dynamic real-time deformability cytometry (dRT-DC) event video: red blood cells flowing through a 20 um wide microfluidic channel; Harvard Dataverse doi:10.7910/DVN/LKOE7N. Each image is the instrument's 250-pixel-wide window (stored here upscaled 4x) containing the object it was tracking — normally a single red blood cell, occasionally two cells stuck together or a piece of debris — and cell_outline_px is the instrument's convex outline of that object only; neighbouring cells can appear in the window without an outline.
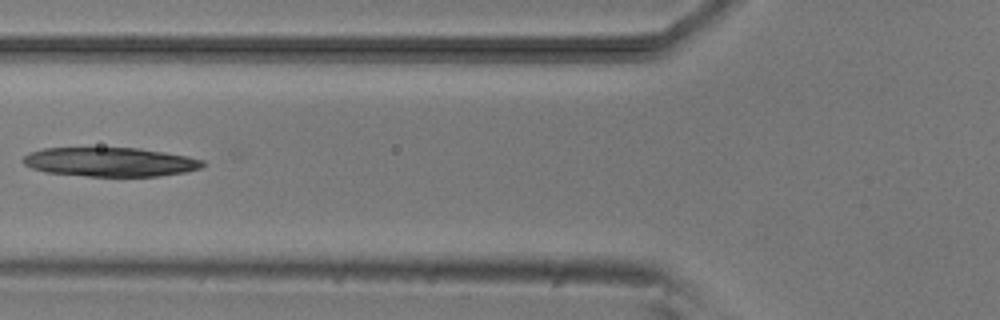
{"species": "common noctule bat (a hibernating species)", "species_latin": "Nyctalus noctula", "temperature_condition": "room temperature", "stored_images_in_passage": 6, "camera_frame_rate_fps": 3000, "um_per_image_px": 0.085, "animal": {"sex": "male", "body_mass_g": 20.5, "forearm_length_mm": 52.5}, "frame": {"image": 1, "passage_image": 4, "time_ms": 3.667, "image_size_px": [1000, 320], "cell_outline_px": [[204, 164], [200, 168], [184, 172], [156, 176], [88, 176], [44, 172], [32, 168], [24, 164], [24, 156], [28, 152], [44, 148], [140, 148], [188, 156], [204, 160]], "centroid_in_image_um": [9.35, 13.76], "position_along_channel_um": 116.5, "area_um2": 30.35}}
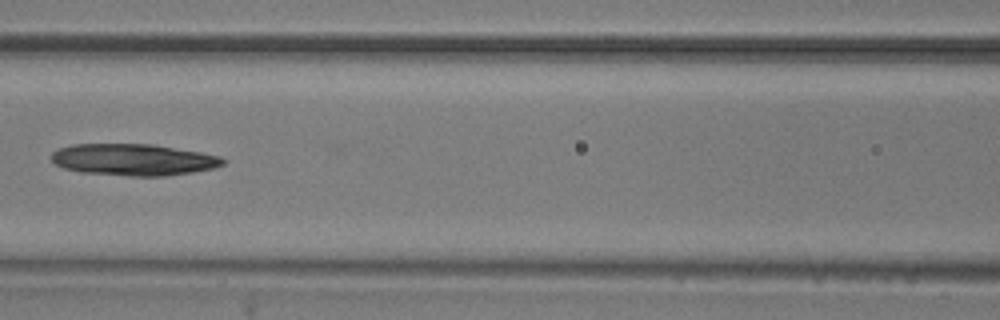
{"frame": {"image": 2, "passage_image": 5, "time_ms": 4.667, "image_size_px": [1000, 320], "cell_outline_px": [[228, 160], [224, 164], [216, 168], [192, 172], [164, 176], [132, 176], [80, 172], [64, 168], [56, 164], [52, 160], [52, 152], [60, 148], [72, 144], [152, 144], [200, 152], [220, 156]], "centroid_in_image_um": [11.38, 13.57], "position_along_channel_um": 155.2, "area_um2": 31.67}}
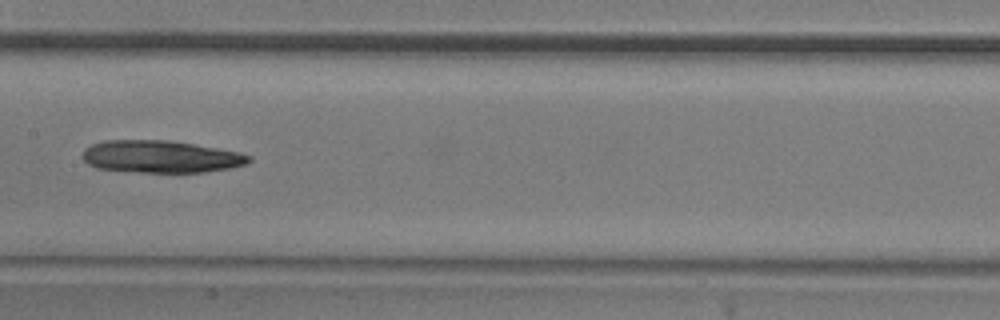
{"frame": {"image": 3, "passage_image": 6, "time_ms": 5.667, "image_size_px": [1000, 320], "cell_outline_px": [[252, 160], [248, 164], [232, 168], [204, 172], [140, 172], [96, 168], [88, 164], [80, 156], [84, 148], [92, 144], [104, 140], [168, 140], [240, 152], [252, 156]], "centroid_in_image_um": [13.66, 13.31], "position_along_channel_um": 193.7, "area_um2": 31.5}}